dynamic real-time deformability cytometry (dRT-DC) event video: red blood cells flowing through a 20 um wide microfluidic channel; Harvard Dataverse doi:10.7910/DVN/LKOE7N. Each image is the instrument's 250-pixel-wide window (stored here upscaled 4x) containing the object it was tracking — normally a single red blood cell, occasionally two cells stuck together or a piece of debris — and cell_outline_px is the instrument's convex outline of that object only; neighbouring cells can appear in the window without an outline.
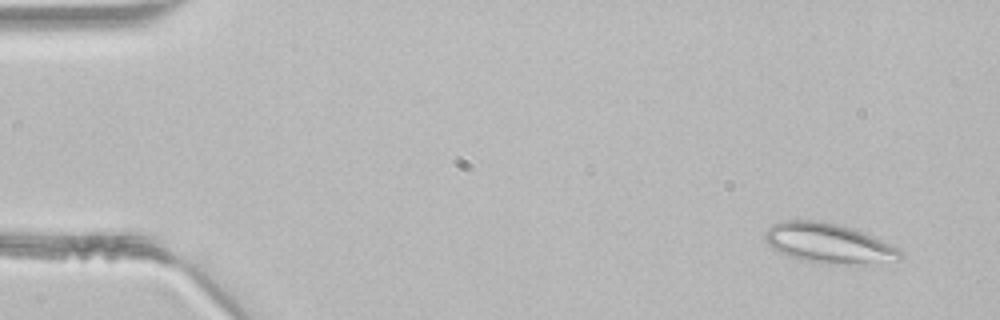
{"species": "common noctule bat (a hibernating species)", "species_latin": "Nyctalus noctula", "temperature_condition": "room temperature", "stored_images_in_passage": 45, "camera_frame_rate_fps": 3000, "um_per_image_px": 0.085, "animal": {"sex": "male", "body_mass_g": 21.5, "forearm_length_mm": 52.0}, "frame": {"image": 1, "passage_image": 2, "time_ms": 0.333, "image_size_px": [1000, 320], "cell_outline_px": [[904, 256], [900, 260], [836, 264], [832, 264], [804, 260], [788, 256], [772, 248], [764, 240], [764, 232], [772, 224], [784, 220], [816, 220], [836, 224], [864, 232], [900, 248]], "centroid_in_image_um": [70.4, 20.66], "position_along_channel_um": 14.6, "area_um2": 31.1}}
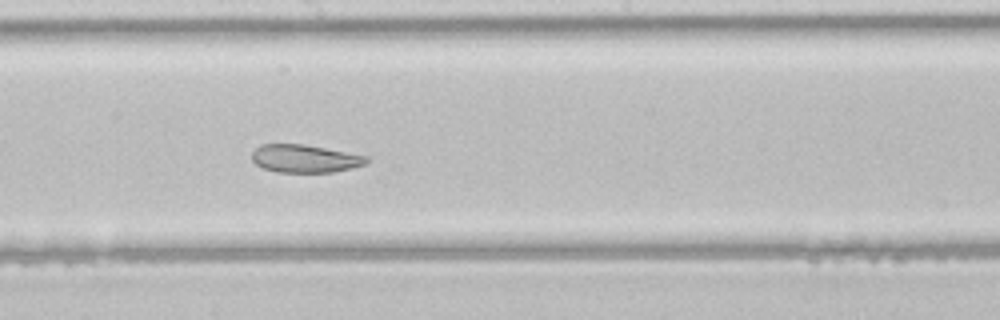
{"frame": {"image": 2, "passage_image": 24, "time_ms": 7.667, "image_size_px": [1000, 320], "cell_outline_px": [[368, 160], [364, 164], [352, 168], [332, 172], [276, 172], [264, 168], [256, 164], [252, 160], [252, 152], [260, 144], [304, 144], [368, 156]], "centroid_in_image_um": [25.89, 13.48], "position_along_channel_um": 222.3, "area_um2": 18.55}}
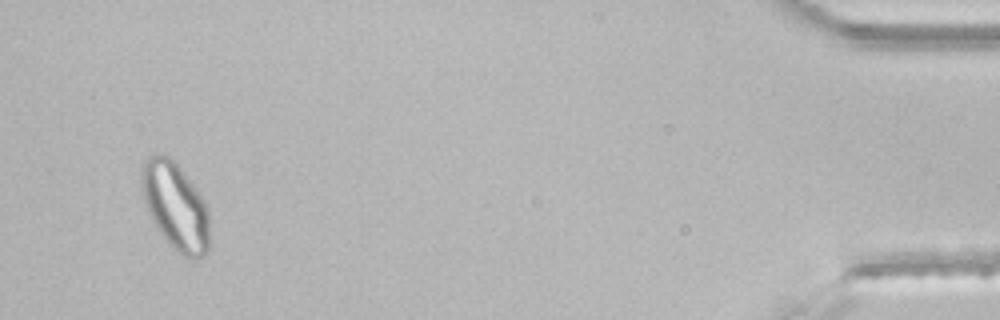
{"frame": {"image": 3, "passage_image": 43, "time_ms": 14.0, "image_size_px": [1000, 320], "cell_outline_px": [[208, 248], [204, 256], [196, 260], [184, 256], [176, 252], [168, 244], [156, 228], [148, 212], [144, 200], [140, 184], [140, 168], [148, 156], [168, 156], [180, 168], [192, 184], [208, 208]], "centroid_in_image_um": [14.88, 17.57], "position_along_channel_um": 420.3, "area_um2": 34.39}}